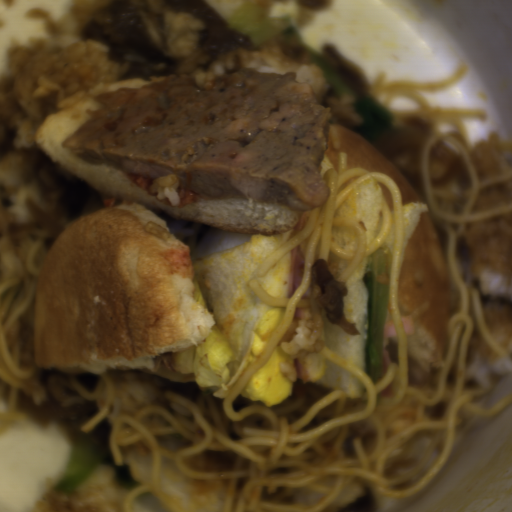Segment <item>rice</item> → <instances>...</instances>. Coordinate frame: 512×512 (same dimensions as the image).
Returning a JSON list of instances; mask_svg holds the SVG:
<instances>
[{
  "instance_id": "rice-1",
  "label": "rice",
  "mask_w": 512,
  "mask_h": 512,
  "mask_svg": "<svg viewBox=\"0 0 512 512\" xmlns=\"http://www.w3.org/2000/svg\"><path fill=\"white\" fill-rule=\"evenodd\" d=\"M106 1H68L56 14L27 11L25 18L45 35L14 41L0 78V282L28 269L39 230L12 231L13 222L30 224L31 200L41 203L35 186L20 180L25 149L39 143L44 118L90 97L101 84L119 81L118 64L100 43L82 40L79 27Z\"/></svg>"
},
{
  "instance_id": "rice-2",
  "label": "rice",
  "mask_w": 512,
  "mask_h": 512,
  "mask_svg": "<svg viewBox=\"0 0 512 512\" xmlns=\"http://www.w3.org/2000/svg\"><path fill=\"white\" fill-rule=\"evenodd\" d=\"M465 242L489 335L503 352L473 331L462 386L488 389L512 380V210L472 222Z\"/></svg>"
},
{
  "instance_id": "rice-3",
  "label": "rice",
  "mask_w": 512,
  "mask_h": 512,
  "mask_svg": "<svg viewBox=\"0 0 512 512\" xmlns=\"http://www.w3.org/2000/svg\"><path fill=\"white\" fill-rule=\"evenodd\" d=\"M260 51H237L225 57L211 70L191 74L196 88L210 90L217 77L254 68L259 72L285 74L296 72L295 80L308 83L318 103L332 110V119L327 123H337L352 130L358 123V114L349 95L339 94L329 89L326 80L317 67L310 62L297 42L289 39L256 40Z\"/></svg>"
},
{
  "instance_id": "rice-4",
  "label": "rice",
  "mask_w": 512,
  "mask_h": 512,
  "mask_svg": "<svg viewBox=\"0 0 512 512\" xmlns=\"http://www.w3.org/2000/svg\"><path fill=\"white\" fill-rule=\"evenodd\" d=\"M122 495L116 468L100 462L69 496L52 491L42 496L35 512H123Z\"/></svg>"
},
{
  "instance_id": "rice-5",
  "label": "rice",
  "mask_w": 512,
  "mask_h": 512,
  "mask_svg": "<svg viewBox=\"0 0 512 512\" xmlns=\"http://www.w3.org/2000/svg\"><path fill=\"white\" fill-rule=\"evenodd\" d=\"M469 157L483 180L501 173L506 166L504 153L483 139L475 141L469 148Z\"/></svg>"
},
{
  "instance_id": "rice-6",
  "label": "rice",
  "mask_w": 512,
  "mask_h": 512,
  "mask_svg": "<svg viewBox=\"0 0 512 512\" xmlns=\"http://www.w3.org/2000/svg\"><path fill=\"white\" fill-rule=\"evenodd\" d=\"M512 203L511 179L491 184L473 200L472 213Z\"/></svg>"
}]
</instances>
